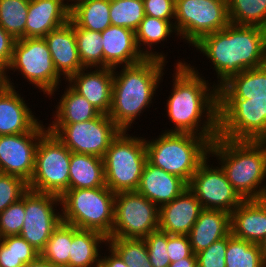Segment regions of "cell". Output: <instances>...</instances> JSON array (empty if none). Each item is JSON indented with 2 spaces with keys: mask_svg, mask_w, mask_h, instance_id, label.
<instances>
[{
  "mask_svg": "<svg viewBox=\"0 0 266 267\" xmlns=\"http://www.w3.org/2000/svg\"><path fill=\"white\" fill-rule=\"evenodd\" d=\"M192 66L181 60L174 66L172 90L165 105L174 126L162 132L191 133L212 142L218 136V89Z\"/></svg>",
  "mask_w": 266,
  "mask_h": 267,
  "instance_id": "6da1fadb",
  "label": "cell"
},
{
  "mask_svg": "<svg viewBox=\"0 0 266 267\" xmlns=\"http://www.w3.org/2000/svg\"><path fill=\"white\" fill-rule=\"evenodd\" d=\"M193 46L214 65L218 90L240 72L266 64V29L258 26L230 23Z\"/></svg>",
  "mask_w": 266,
  "mask_h": 267,
  "instance_id": "7a4b0ae2",
  "label": "cell"
},
{
  "mask_svg": "<svg viewBox=\"0 0 266 267\" xmlns=\"http://www.w3.org/2000/svg\"><path fill=\"white\" fill-rule=\"evenodd\" d=\"M168 61L145 58L131 66L113 68L112 105L108 116L121 131H129L132 123L153 103L156 90L163 82ZM116 71V72H115ZM162 81V82H161Z\"/></svg>",
  "mask_w": 266,
  "mask_h": 267,
  "instance_id": "3957f363",
  "label": "cell"
},
{
  "mask_svg": "<svg viewBox=\"0 0 266 267\" xmlns=\"http://www.w3.org/2000/svg\"><path fill=\"white\" fill-rule=\"evenodd\" d=\"M228 181L243 200L266 198V141L216 137L210 145Z\"/></svg>",
  "mask_w": 266,
  "mask_h": 267,
  "instance_id": "277c9868",
  "label": "cell"
},
{
  "mask_svg": "<svg viewBox=\"0 0 266 267\" xmlns=\"http://www.w3.org/2000/svg\"><path fill=\"white\" fill-rule=\"evenodd\" d=\"M158 136L152 140L145 138L147 161L189 184L209 156L211 142L191 133L163 132Z\"/></svg>",
  "mask_w": 266,
  "mask_h": 267,
  "instance_id": "5b68a950",
  "label": "cell"
},
{
  "mask_svg": "<svg viewBox=\"0 0 266 267\" xmlns=\"http://www.w3.org/2000/svg\"><path fill=\"white\" fill-rule=\"evenodd\" d=\"M115 195L107 186L67 190L60 197L62 222L98 231L108 238L114 223Z\"/></svg>",
  "mask_w": 266,
  "mask_h": 267,
  "instance_id": "8992f818",
  "label": "cell"
},
{
  "mask_svg": "<svg viewBox=\"0 0 266 267\" xmlns=\"http://www.w3.org/2000/svg\"><path fill=\"white\" fill-rule=\"evenodd\" d=\"M103 162L105 185L110 191L115 194L136 191L147 162L144 136L120 131L106 150Z\"/></svg>",
  "mask_w": 266,
  "mask_h": 267,
  "instance_id": "52a82bcc",
  "label": "cell"
},
{
  "mask_svg": "<svg viewBox=\"0 0 266 267\" xmlns=\"http://www.w3.org/2000/svg\"><path fill=\"white\" fill-rule=\"evenodd\" d=\"M218 137L266 141V98H218Z\"/></svg>",
  "mask_w": 266,
  "mask_h": 267,
  "instance_id": "ba28073f",
  "label": "cell"
},
{
  "mask_svg": "<svg viewBox=\"0 0 266 267\" xmlns=\"http://www.w3.org/2000/svg\"><path fill=\"white\" fill-rule=\"evenodd\" d=\"M18 71L24 79L34 84L40 92L50 98L55 97L61 83V75L56 71L49 47L44 38H21L15 41L9 72ZM60 82V83H59ZM59 85V86H58Z\"/></svg>",
  "mask_w": 266,
  "mask_h": 267,
  "instance_id": "9c48e42d",
  "label": "cell"
},
{
  "mask_svg": "<svg viewBox=\"0 0 266 267\" xmlns=\"http://www.w3.org/2000/svg\"><path fill=\"white\" fill-rule=\"evenodd\" d=\"M71 151L49 130L39 140L29 190L62 196L69 190Z\"/></svg>",
  "mask_w": 266,
  "mask_h": 267,
  "instance_id": "30bf717a",
  "label": "cell"
},
{
  "mask_svg": "<svg viewBox=\"0 0 266 267\" xmlns=\"http://www.w3.org/2000/svg\"><path fill=\"white\" fill-rule=\"evenodd\" d=\"M229 24L227 0H175L174 28L188 46Z\"/></svg>",
  "mask_w": 266,
  "mask_h": 267,
  "instance_id": "8fae6325",
  "label": "cell"
},
{
  "mask_svg": "<svg viewBox=\"0 0 266 267\" xmlns=\"http://www.w3.org/2000/svg\"><path fill=\"white\" fill-rule=\"evenodd\" d=\"M53 133L71 152L103 158L120 129L107 114L81 123L49 124Z\"/></svg>",
  "mask_w": 266,
  "mask_h": 267,
  "instance_id": "7c38bea8",
  "label": "cell"
},
{
  "mask_svg": "<svg viewBox=\"0 0 266 267\" xmlns=\"http://www.w3.org/2000/svg\"><path fill=\"white\" fill-rule=\"evenodd\" d=\"M159 229V207L137 191L116 193L109 237L143 239Z\"/></svg>",
  "mask_w": 266,
  "mask_h": 267,
  "instance_id": "4fadbf2b",
  "label": "cell"
},
{
  "mask_svg": "<svg viewBox=\"0 0 266 267\" xmlns=\"http://www.w3.org/2000/svg\"><path fill=\"white\" fill-rule=\"evenodd\" d=\"M59 205L61 198L58 195L32 190L25 193V216L19 236L39 252L45 248L53 230L62 221V212L55 209Z\"/></svg>",
  "mask_w": 266,
  "mask_h": 267,
  "instance_id": "5bb4252c",
  "label": "cell"
},
{
  "mask_svg": "<svg viewBox=\"0 0 266 267\" xmlns=\"http://www.w3.org/2000/svg\"><path fill=\"white\" fill-rule=\"evenodd\" d=\"M208 158L210 156L200 164L188 188L203 209L223 210L231 214L244 200L228 181L220 165L210 166Z\"/></svg>",
  "mask_w": 266,
  "mask_h": 267,
  "instance_id": "9a60e30c",
  "label": "cell"
},
{
  "mask_svg": "<svg viewBox=\"0 0 266 267\" xmlns=\"http://www.w3.org/2000/svg\"><path fill=\"white\" fill-rule=\"evenodd\" d=\"M42 122L27 133L0 135V173L18 176L26 182L31 180L37 145L48 130Z\"/></svg>",
  "mask_w": 266,
  "mask_h": 267,
  "instance_id": "2e32d148",
  "label": "cell"
},
{
  "mask_svg": "<svg viewBox=\"0 0 266 267\" xmlns=\"http://www.w3.org/2000/svg\"><path fill=\"white\" fill-rule=\"evenodd\" d=\"M94 69H81L65 82L85 97L100 113L108 115L112 105L113 68Z\"/></svg>",
  "mask_w": 266,
  "mask_h": 267,
  "instance_id": "e0dca14e",
  "label": "cell"
},
{
  "mask_svg": "<svg viewBox=\"0 0 266 267\" xmlns=\"http://www.w3.org/2000/svg\"><path fill=\"white\" fill-rule=\"evenodd\" d=\"M202 210L198 198L187 188L159 208V229L171 235H188Z\"/></svg>",
  "mask_w": 266,
  "mask_h": 267,
  "instance_id": "ac0fdd59",
  "label": "cell"
},
{
  "mask_svg": "<svg viewBox=\"0 0 266 267\" xmlns=\"http://www.w3.org/2000/svg\"><path fill=\"white\" fill-rule=\"evenodd\" d=\"M103 46V68L131 66L146 57L139 51L135 32L131 29L110 25L101 32Z\"/></svg>",
  "mask_w": 266,
  "mask_h": 267,
  "instance_id": "d6986e66",
  "label": "cell"
},
{
  "mask_svg": "<svg viewBox=\"0 0 266 267\" xmlns=\"http://www.w3.org/2000/svg\"><path fill=\"white\" fill-rule=\"evenodd\" d=\"M69 20L70 3L67 0H30L25 38H44Z\"/></svg>",
  "mask_w": 266,
  "mask_h": 267,
  "instance_id": "ffe728a7",
  "label": "cell"
},
{
  "mask_svg": "<svg viewBox=\"0 0 266 267\" xmlns=\"http://www.w3.org/2000/svg\"><path fill=\"white\" fill-rule=\"evenodd\" d=\"M44 39L55 69L63 76V80L84 69L78 55L74 22L71 19L61 27L51 30Z\"/></svg>",
  "mask_w": 266,
  "mask_h": 267,
  "instance_id": "44dd1931",
  "label": "cell"
},
{
  "mask_svg": "<svg viewBox=\"0 0 266 267\" xmlns=\"http://www.w3.org/2000/svg\"><path fill=\"white\" fill-rule=\"evenodd\" d=\"M0 93V135L29 132L40 120L25 103V98L16 91L14 82Z\"/></svg>",
  "mask_w": 266,
  "mask_h": 267,
  "instance_id": "7402d4cb",
  "label": "cell"
},
{
  "mask_svg": "<svg viewBox=\"0 0 266 267\" xmlns=\"http://www.w3.org/2000/svg\"><path fill=\"white\" fill-rule=\"evenodd\" d=\"M187 188L188 184L183 179L147 161L136 191L160 208L172 202Z\"/></svg>",
  "mask_w": 266,
  "mask_h": 267,
  "instance_id": "603a6c76",
  "label": "cell"
},
{
  "mask_svg": "<svg viewBox=\"0 0 266 267\" xmlns=\"http://www.w3.org/2000/svg\"><path fill=\"white\" fill-rule=\"evenodd\" d=\"M230 226L235 238L259 244L266 235V198L244 200L230 214Z\"/></svg>",
  "mask_w": 266,
  "mask_h": 267,
  "instance_id": "cb8c5ba5",
  "label": "cell"
},
{
  "mask_svg": "<svg viewBox=\"0 0 266 267\" xmlns=\"http://www.w3.org/2000/svg\"><path fill=\"white\" fill-rule=\"evenodd\" d=\"M230 233V213L203 209L187 236L193 253L197 254Z\"/></svg>",
  "mask_w": 266,
  "mask_h": 267,
  "instance_id": "d4e9b609",
  "label": "cell"
},
{
  "mask_svg": "<svg viewBox=\"0 0 266 267\" xmlns=\"http://www.w3.org/2000/svg\"><path fill=\"white\" fill-rule=\"evenodd\" d=\"M104 244H108V238L104 234L95 230L78 229L72 225L69 267H99L100 249Z\"/></svg>",
  "mask_w": 266,
  "mask_h": 267,
  "instance_id": "484cf974",
  "label": "cell"
},
{
  "mask_svg": "<svg viewBox=\"0 0 266 267\" xmlns=\"http://www.w3.org/2000/svg\"><path fill=\"white\" fill-rule=\"evenodd\" d=\"M103 158L71 152L69 166V190L104 187Z\"/></svg>",
  "mask_w": 266,
  "mask_h": 267,
  "instance_id": "4316f807",
  "label": "cell"
},
{
  "mask_svg": "<svg viewBox=\"0 0 266 267\" xmlns=\"http://www.w3.org/2000/svg\"><path fill=\"white\" fill-rule=\"evenodd\" d=\"M218 98H266V64L233 76L218 90Z\"/></svg>",
  "mask_w": 266,
  "mask_h": 267,
  "instance_id": "83f0119b",
  "label": "cell"
},
{
  "mask_svg": "<svg viewBox=\"0 0 266 267\" xmlns=\"http://www.w3.org/2000/svg\"><path fill=\"white\" fill-rule=\"evenodd\" d=\"M50 124H71L89 121L101 113L85 97L77 93L69 84L61 95Z\"/></svg>",
  "mask_w": 266,
  "mask_h": 267,
  "instance_id": "f1b7e54d",
  "label": "cell"
},
{
  "mask_svg": "<svg viewBox=\"0 0 266 267\" xmlns=\"http://www.w3.org/2000/svg\"><path fill=\"white\" fill-rule=\"evenodd\" d=\"M173 33L177 35L174 25L170 21L145 15L135 31V40L143 56L166 61L167 56L163 52L154 51L156 49L153 48L161 42L164 43L165 40L167 42V38L171 37V34L174 35Z\"/></svg>",
  "mask_w": 266,
  "mask_h": 267,
  "instance_id": "f546056e",
  "label": "cell"
},
{
  "mask_svg": "<svg viewBox=\"0 0 266 267\" xmlns=\"http://www.w3.org/2000/svg\"><path fill=\"white\" fill-rule=\"evenodd\" d=\"M70 19L80 28L103 32L111 25L110 0H74Z\"/></svg>",
  "mask_w": 266,
  "mask_h": 267,
  "instance_id": "4dcf8cb0",
  "label": "cell"
},
{
  "mask_svg": "<svg viewBox=\"0 0 266 267\" xmlns=\"http://www.w3.org/2000/svg\"><path fill=\"white\" fill-rule=\"evenodd\" d=\"M40 252L19 235L0 238V267H24Z\"/></svg>",
  "mask_w": 266,
  "mask_h": 267,
  "instance_id": "1f68e13d",
  "label": "cell"
},
{
  "mask_svg": "<svg viewBox=\"0 0 266 267\" xmlns=\"http://www.w3.org/2000/svg\"><path fill=\"white\" fill-rule=\"evenodd\" d=\"M230 23L266 29V0H227Z\"/></svg>",
  "mask_w": 266,
  "mask_h": 267,
  "instance_id": "d6a6232c",
  "label": "cell"
},
{
  "mask_svg": "<svg viewBox=\"0 0 266 267\" xmlns=\"http://www.w3.org/2000/svg\"><path fill=\"white\" fill-rule=\"evenodd\" d=\"M71 244L72 225L61 221L53 230L40 255L57 267H69Z\"/></svg>",
  "mask_w": 266,
  "mask_h": 267,
  "instance_id": "836d02e7",
  "label": "cell"
},
{
  "mask_svg": "<svg viewBox=\"0 0 266 267\" xmlns=\"http://www.w3.org/2000/svg\"><path fill=\"white\" fill-rule=\"evenodd\" d=\"M80 61L84 68H103V44L101 32L78 27L74 23Z\"/></svg>",
  "mask_w": 266,
  "mask_h": 267,
  "instance_id": "e575fe53",
  "label": "cell"
},
{
  "mask_svg": "<svg viewBox=\"0 0 266 267\" xmlns=\"http://www.w3.org/2000/svg\"><path fill=\"white\" fill-rule=\"evenodd\" d=\"M226 267H264L259 244L228 235Z\"/></svg>",
  "mask_w": 266,
  "mask_h": 267,
  "instance_id": "d590c367",
  "label": "cell"
},
{
  "mask_svg": "<svg viewBox=\"0 0 266 267\" xmlns=\"http://www.w3.org/2000/svg\"><path fill=\"white\" fill-rule=\"evenodd\" d=\"M30 0H0V25L15 40L25 38Z\"/></svg>",
  "mask_w": 266,
  "mask_h": 267,
  "instance_id": "8d00e7d4",
  "label": "cell"
},
{
  "mask_svg": "<svg viewBox=\"0 0 266 267\" xmlns=\"http://www.w3.org/2000/svg\"><path fill=\"white\" fill-rule=\"evenodd\" d=\"M108 245L128 267H152L144 239L108 237Z\"/></svg>",
  "mask_w": 266,
  "mask_h": 267,
  "instance_id": "74e56055",
  "label": "cell"
},
{
  "mask_svg": "<svg viewBox=\"0 0 266 267\" xmlns=\"http://www.w3.org/2000/svg\"><path fill=\"white\" fill-rule=\"evenodd\" d=\"M144 17L143 0H110L111 25L135 32Z\"/></svg>",
  "mask_w": 266,
  "mask_h": 267,
  "instance_id": "f35d334b",
  "label": "cell"
},
{
  "mask_svg": "<svg viewBox=\"0 0 266 267\" xmlns=\"http://www.w3.org/2000/svg\"><path fill=\"white\" fill-rule=\"evenodd\" d=\"M25 216V194L0 213V238L19 235Z\"/></svg>",
  "mask_w": 266,
  "mask_h": 267,
  "instance_id": "ab89813d",
  "label": "cell"
},
{
  "mask_svg": "<svg viewBox=\"0 0 266 267\" xmlns=\"http://www.w3.org/2000/svg\"><path fill=\"white\" fill-rule=\"evenodd\" d=\"M28 190V182L24 179L0 173V213L19 201Z\"/></svg>",
  "mask_w": 266,
  "mask_h": 267,
  "instance_id": "60d3db41",
  "label": "cell"
},
{
  "mask_svg": "<svg viewBox=\"0 0 266 267\" xmlns=\"http://www.w3.org/2000/svg\"><path fill=\"white\" fill-rule=\"evenodd\" d=\"M143 239L148 248L152 267H169L171 262L167 254V232L158 229Z\"/></svg>",
  "mask_w": 266,
  "mask_h": 267,
  "instance_id": "b9f144b4",
  "label": "cell"
},
{
  "mask_svg": "<svg viewBox=\"0 0 266 267\" xmlns=\"http://www.w3.org/2000/svg\"><path fill=\"white\" fill-rule=\"evenodd\" d=\"M228 236L214 242L196 254L198 267H226L225 253Z\"/></svg>",
  "mask_w": 266,
  "mask_h": 267,
  "instance_id": "7bdbcfd3",
  "label": "cell"
},
{
  "mask_svg": "<svg viewBox=\"0 0 266 267\" xmlns=\"http://www.w3.org/2000/svg\"><path fill=\"white\" fill-rule=\"evenodd\" d=\"M167 254L171 263L181 260L182 258L196 257L187 235H171L168 233Z\"/></svg>",
  "mask_w": 266,
  "mask_h": 267,
  "instance_id": "ee69618b",
  "label": "cell"
},
{
  "mask_svg": "<svg viewBox=\"0 0 266 267\" xmlns=\"http://www.w3.org/2000/svg\"><path fill=\"white\" fill-rule=\"evenodd\" d=\"M143 3L145 15L170 21L174 25L175 0H143Z\"/></svg>",
  "mask_w": 266,
  "mask_h": 267,
  "instance_id": "f6af8a7d",
  "label": "cell"
},
{
  "mask_svg": "<svg viewBox=\"0 0 266 267\" xmlns=\"http://www.w3.org/2000/svg\"><path fill=\"white\" fill-rule=\"evenodd\" d=\"M15 39L0 25V65L8 69L15 44Z\"/></svg>",
  "mask_w": 266,
  "mask_h": 267,
  "instance_id": "bcb514c9",
  "label": "cell"
},
{
  "mask_svg": "<svg viewBox=\"0 0 266 267\" xmlns=\"http://www.w3.org/2000/svg\"><path fill=\"white\" fill-rule=\"evenodd\" d=\"M106 246L108 247V250L106 249V251H109V255H106L107 252H105L104 256L101 255L99 267H128L110 245L107 244Z\"/></svg>",
  "mask_w": 266,
  "mask_h": 267,
  "instance_id": "7dc6e473",
  "label": "cell"
},
{
  "mask_svg": "<svg viewBox=\"0 0 266 267\" xmlns=\"http://www.w3.org/2000/svg\"><path fill=\"white\" fill-rule=\"evenodd\" d=\"M169 267H198L197 257L182 258L181 260L170 263Z\"/></svg>",
  "mask_w": 266,
  "mask_h": 267,
  "instance_id": "c3c4849f",
  "label": "cell"
},
{
  "mask_svg": "<svg viewBox=\"0 0 266 267\" xmlns=\"http://www.w3.org/2000/svg\"><path fill=\"white\" fill-rule=\"evenodd\" d=\"M24 267H57V266L48 262L41 255H39L35 260L25 264Z\"/></svg>",
  "mask_w": 266,
  "mask_h": 267,
  "instance_id": "681fc988",
  "label": "cell"
},
{
  "mask_svg": "<svg viewBox=\"0 0 266 267\" xmlns=\"http://www.w3.org/2000/svg\"><path fill=\"white\" fill-rule=\"evenodd\" d=\"M6 74L7 70L2 65H0V93L9 86Z\"/></svg>",
  "mask_w": 266,
  "mask_h": 267,
  "instance_id": "f907efd6",
  "label": "cell"
},
{
  "mask_svg": "<svg viewBox=\"0 0 266 267\" xmlns=\"http://www.w3.org/2000/svg\"><path fill=\"white\" fill-rule=\"evenodd\" d=\"M259 247H260V253H261L263 265L264 267H266V235L263 238V240L259 243Z\"/></svg>",
  "mask_w": 266,
  "mask_h": 267,
  "instance_id": "816d5d0a",
  "label": "cell"
}]
</instances>
